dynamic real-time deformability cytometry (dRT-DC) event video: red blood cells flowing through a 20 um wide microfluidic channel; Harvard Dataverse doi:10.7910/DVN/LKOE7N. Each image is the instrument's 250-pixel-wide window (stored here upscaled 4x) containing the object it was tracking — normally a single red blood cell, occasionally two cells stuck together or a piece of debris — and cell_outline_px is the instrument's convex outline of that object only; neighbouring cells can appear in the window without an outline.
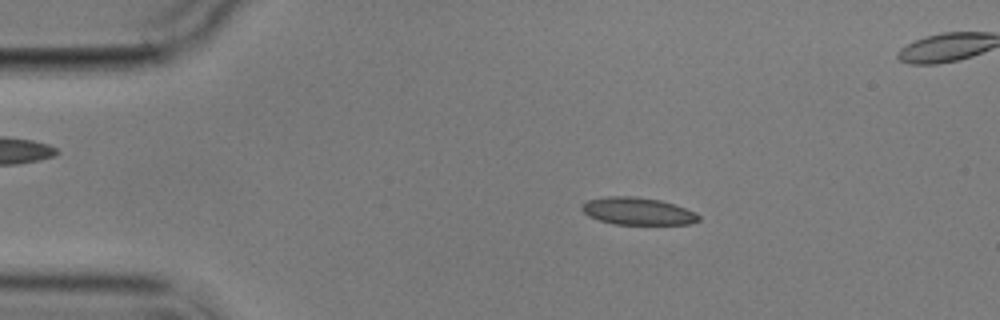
{"species": "common noctule bat (a hibernating species)", "species_latin": "Nyctalus noctula", "temperature_condition": "cold", "stored_images_in_passage": 5, "camera_frame_rate_fps": 3000, "um_per_image_px": 0.085, "animal": {"sex": "male", "body_mass_g": 17.9}, "frame": {"image": 1, "passage_image": 2, "time_ms": 1.333, "image_size_px": [1000, 320], "cell_outline_px": [[700, 220], [692, 224], [612, 224], [588, 216], [580, 208], [588, 200], [608, 196], [632, 196], [660, 200], [696, 212], [700, 216]], "centroid_in_image_um": [54.21, 17.96], "position_along_channel_um": 30.8, "area_um2": 18.5}}